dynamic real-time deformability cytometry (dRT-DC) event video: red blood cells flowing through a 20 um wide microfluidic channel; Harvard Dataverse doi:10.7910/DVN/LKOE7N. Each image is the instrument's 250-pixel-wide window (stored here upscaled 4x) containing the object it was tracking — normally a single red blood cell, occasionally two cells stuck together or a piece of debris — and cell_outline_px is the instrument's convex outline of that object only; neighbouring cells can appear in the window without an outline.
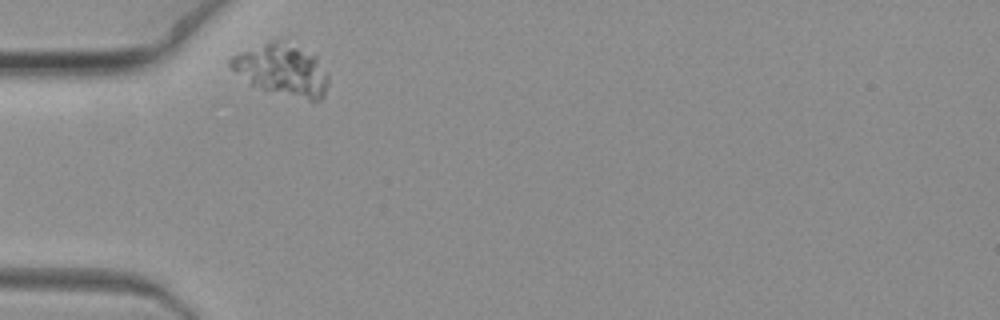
{"species": "common noctule bat (a hibernating species)", "species_latin": "Nyctalus noctula", "temperature_condition": "warm", "stored_images_in_passage": 3, "camera_frame_rate_fps": 3000, "um_per_image_px": 0.085, "animal": {"sex": "female", "body_mass_g": 19.3, "forearm_length_mm": 54.1}, "frame": {"image": 1, "passage_image": 1, "time_ms": 0.0, "image_size_px": [1000, 320], "cell_outline_px": [[328, 84], [324, 96], [320, 100], [308, 100], [260, 88], [252, 84], [232, 68], [228, 64], [228, 60], [232, 56], [240, 52], [268, 40], [276, 40], [316, 56], [328, 76]], "centroid_in_image_um": [23.98, 5.95], "position_along_channel_um": 61.0, "area_um2": 28.55}}
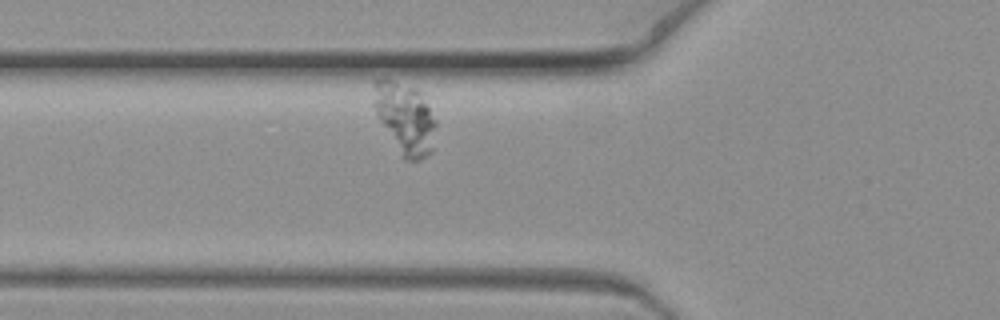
{"frame": {"image": 2, "passage_image": 2, "time_ms": 0.333, "image_size_px": [1000, 320], "cell_outline_px": [[436, 124], [432, 152], [420, 160], [404, 160], [400, 156], [376, 116], [372, 104], [372, 80], [384, 76], [416, 88], [420, 92], [436, 120]], "centroid_in_image_um": [34.36, 10.0], "position_along_channel_um": 91.4, "area_um2": 26.76}}